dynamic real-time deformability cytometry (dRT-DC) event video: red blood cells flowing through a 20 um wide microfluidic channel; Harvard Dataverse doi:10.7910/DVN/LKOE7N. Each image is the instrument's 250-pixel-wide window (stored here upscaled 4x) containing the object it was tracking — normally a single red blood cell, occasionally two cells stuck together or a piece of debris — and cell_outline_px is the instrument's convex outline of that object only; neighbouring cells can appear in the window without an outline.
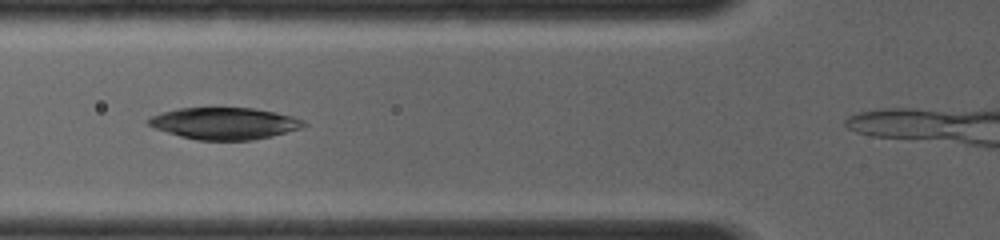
{"species": "common noctule bat (a hibernating species)", "species_latin": "Nyctalus noctula", "temperature_condition": "room temperature", "stored_images_in_passage": 5, "camera_frame_rate_fps": 4000, "um_per_image_px": 0.085, "animal": {"sex": "female", "body_mass_g": 19.0, "forearm_length_mm": 56.7}, "frame": {"image": 1, "passage_image": 3, "time_ms": 1.75, "image_size_px": [1000, 240], "cell_outline_px": [[308, 124], [300, 128], [268, 136], [248, 140], [200, 140], [180, 136], [156, 128], [148, 124], [148, 120], [152, 116], [164, 112], [180, 108], [252, 108], [276, 112], [292, 116], [304, 120]], "centroid_in_image_um": [19.1, 10.48], "position_along_channel_um": 106.7, "area_um2": 28.21}}